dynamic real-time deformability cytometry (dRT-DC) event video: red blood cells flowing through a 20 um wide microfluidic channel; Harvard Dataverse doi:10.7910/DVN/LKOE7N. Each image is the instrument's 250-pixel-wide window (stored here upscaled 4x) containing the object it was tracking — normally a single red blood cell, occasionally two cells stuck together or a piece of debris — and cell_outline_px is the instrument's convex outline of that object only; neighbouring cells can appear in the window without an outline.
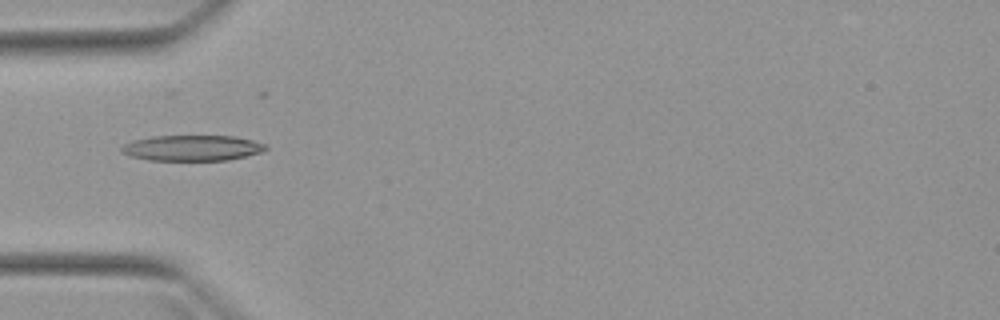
{"species": "Egyptian fruit bat (a non-hibernating species)", "species_latin": "Rousettus aegyptiacus", "temperature_condition": "warm", "stored_images_in_passage": 5, "camera_frame_rate_fps": 3000, "um_per_image_px": 0.085, "animal": {"sex": "female"}, "frame": {"image": 1, "passage_image": 5, "time_ms": 4.667, "image_size_px": [1000, 320], "cell_outline_px": [[268, 148], [260, 152], [228, 160], [148, 160], [132, 156], [120, 152], [120, 148], [124, 144], [132, 140], [152, 136], [236, 136], [252, 140], [264, 144]], "centroid_in_image_um": [16.29, 12.57], "position_along_channel_um": 68.7, "area_um2": 21.44}}